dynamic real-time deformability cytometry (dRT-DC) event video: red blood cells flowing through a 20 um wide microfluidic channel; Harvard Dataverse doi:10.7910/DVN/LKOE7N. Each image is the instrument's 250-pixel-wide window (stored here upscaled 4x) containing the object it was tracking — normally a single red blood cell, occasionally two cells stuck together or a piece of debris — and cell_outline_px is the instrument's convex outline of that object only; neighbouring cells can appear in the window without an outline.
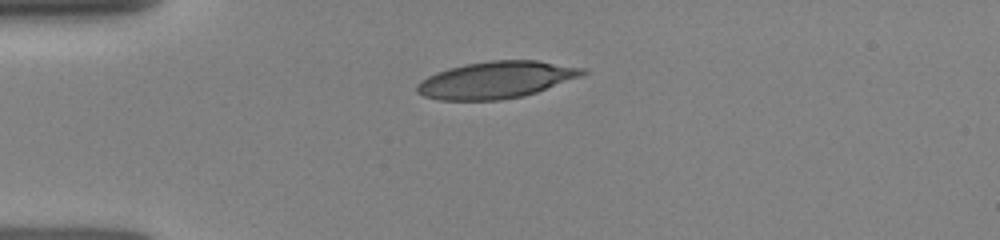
{"species": "human", "species_latin": "Homo sapiens", "temperature_condition": "room temperature", "stored_images_in_passage": 10, "camera_frame_rate_fps": 3000, "um_per_image_px": 0.085, "donor": {"sex": "female"}, "frame": {"image": 1, "passage_image": 1, "time_ms": 0.0, "image_size_px": [1000, 240], "cell_outline_px": [[588, 72], [580, 76], [536, 92], [524, 96], [500, 100], [440, 100], [424, 96], [416, 92], [416, 84], [420, 80], [436, 72], [448, 68], [464, 64], [492, 60], [536, 60], [588, 68]], "centroid_in_image_um": [42.16, 6.78], "position_along_channel_um": 42.8, "area_um2": 35.72}}
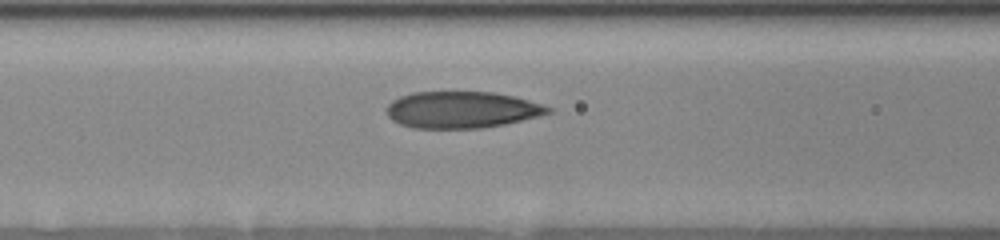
{"frame": {"image": 2, "passage_image": 7, "time_ms": 2.667, "image_size_px": [1000, 240], "cell_outline_px": [[552, 112], [540, 116], [504, 124], [480, 128], [412, 128], [400, 124], [392, 120], [388, 116], [384, 108], [392, 100], [400, 96], [412, 92], [492, 92], [512, 96], [528, 100], [552, 108]], "centroid_in_image_um": [39.2, 9.33], "position_along_channel_um": 127.4, "area_um2": 34.51}}
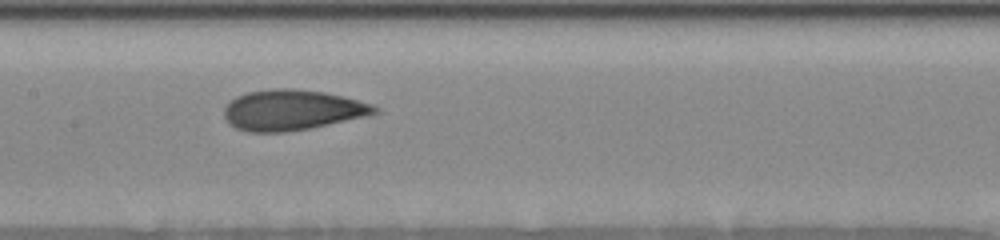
{"frame": {"image": 3, "passage_image": 9, "time_ms": 4.0, "image_size_px": [1000, 240], "cell_outline_px": [[380, 112], [368, 116], [308, 128], [284, 132], [248, 132], [236, 128], [228, 124], [224, 116], [224, 108], [236, 96], [248, 92], [272, 88], [292, 88], [324, 92], [372, 104], [380, 108]], "centroid_in_image_um": [24.82, 9.35], "position_along_channel_um": 182.6, "area_um2": 35.43}}